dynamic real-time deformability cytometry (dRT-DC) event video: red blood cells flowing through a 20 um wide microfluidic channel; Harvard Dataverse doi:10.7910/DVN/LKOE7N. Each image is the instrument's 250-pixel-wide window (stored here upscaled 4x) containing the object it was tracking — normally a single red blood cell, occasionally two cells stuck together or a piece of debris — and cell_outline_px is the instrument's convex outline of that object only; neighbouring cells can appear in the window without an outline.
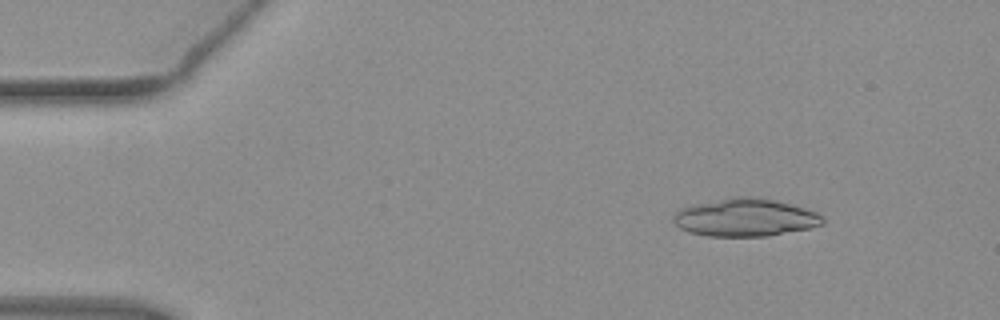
{"species": "common noctule bat (a hibernating species)", "species_latin": "Nyctalus noctula", "temperature_condition": "warm", "stored_images_in_passage": 36, "segment_of_instrument_passage": [1, 2], "camera_frame_rate_fps": 3000, "um_per_image_px": 0.085, "animal": {"sex": "female", "body_mass_g": 19.3, "forearm_length_mm": 54.1}, "frame": {"image": 1, "passage_image": 6, "time_ms": 1.667, "image_size_px": [1000, 320], "cell_outline_px": [[824, 224], [808, 228], [768, 236], [708, 236], [692, 232], [680, 228], [672, 220], [672, 216], [676, 212], [684, 208], [696, 204], [732, 196], [764, 196], [804, 208], [816, 212], [824, 220]], "centroid_in_image_um": [63.36, 18.47], "position_along_channel_um": 21.6, "area_um2": 32.83}}